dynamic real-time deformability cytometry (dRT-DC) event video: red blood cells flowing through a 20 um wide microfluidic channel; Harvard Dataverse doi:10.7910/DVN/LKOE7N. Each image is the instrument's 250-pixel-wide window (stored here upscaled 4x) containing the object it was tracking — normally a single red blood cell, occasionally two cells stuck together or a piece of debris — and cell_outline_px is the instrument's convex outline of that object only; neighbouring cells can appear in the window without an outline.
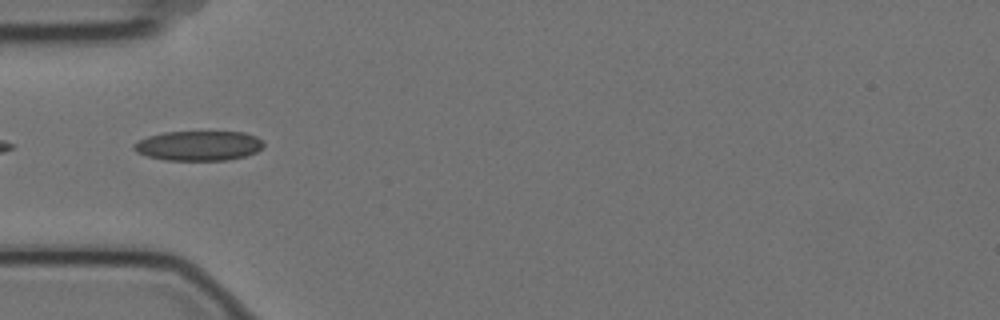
{"species": "Egyptian fruit bat (a non-hibernating species)", "species_latin": "Rousettus aegyptiacus", "temperature_condition": "cold", "stored_images_in_passage": 4, "camera_frame_rate_fps": 3000, "um_per_image_px": 0.085, "animal": {"sex": "female"}, "frame": {"image": 1, "passage_image": 2, "time_ms": 0.333, "image_size_px": [1000, 320], "cell_outline_px": [[264, 148], [256, 152], [244, 156], [224, 160], [168, 160], [148, 156], [136, 152], [132, 148], [132, 144], [148, 136], [164, 132], [244, 132], [256, 136], [264, 140]], "centroid_in_image_um": [16.91, 12.38], "position_along_channel_um": 68.1, "area_um2": 22.54}}
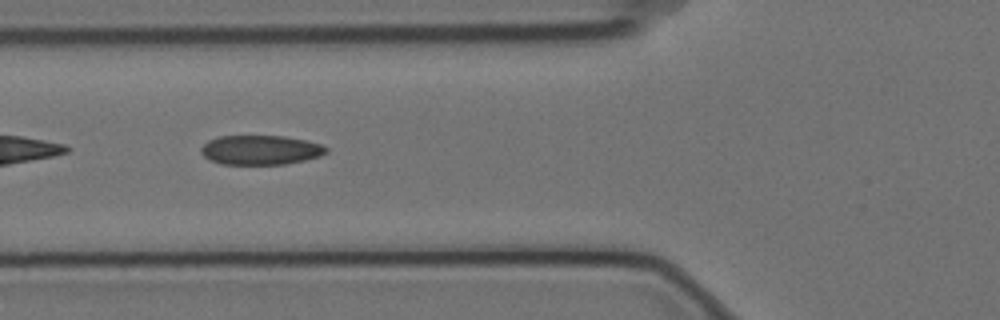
{"frame": {"image": 2, "passage_image": 3, "time_ms": 0.667, "image_size_px": [1000, 320], "cell_outline_px": [[328, 152], [320, 156], [304, 160], [284, 164], [220, 164], [204, 156], [200, 152], [200, 148], [208, 140], [220, 136], [284, 136], [304, 140], [320, 144], [328, 148]], "centroid_in_image_um": [22.14, 12.75], "position_along_channel_um": 103.7, "area_um2": 21.39}}
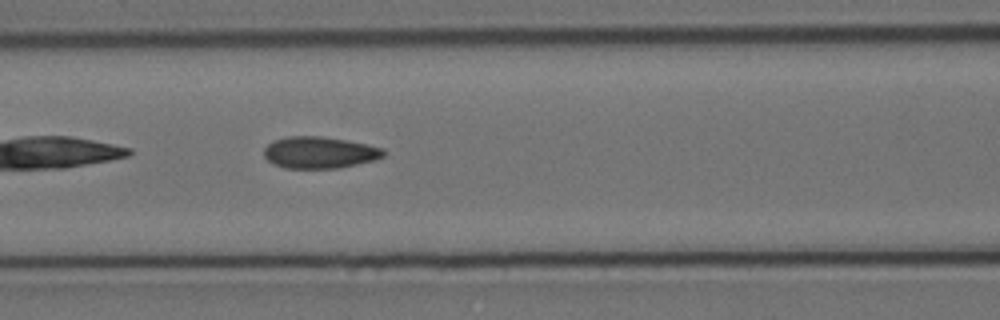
{"frame": {"image": 3, "passage_image": 4, "time_ms": 1.0, "image_size_px": [1000, 320], "cell_outline_px": [[388, 152], [384, 156], [376, 160], [340, 168], [284, 168], [272, 164], [264, 156], [264, 148], [268, 144], [276, 140], [288, 136], [320, 136], [344, 140], [384, 148]], "centroid_in_image_um": [27.18, 12.97], "position_along_channel_um": 139.4, "area_um2": 22.14}}